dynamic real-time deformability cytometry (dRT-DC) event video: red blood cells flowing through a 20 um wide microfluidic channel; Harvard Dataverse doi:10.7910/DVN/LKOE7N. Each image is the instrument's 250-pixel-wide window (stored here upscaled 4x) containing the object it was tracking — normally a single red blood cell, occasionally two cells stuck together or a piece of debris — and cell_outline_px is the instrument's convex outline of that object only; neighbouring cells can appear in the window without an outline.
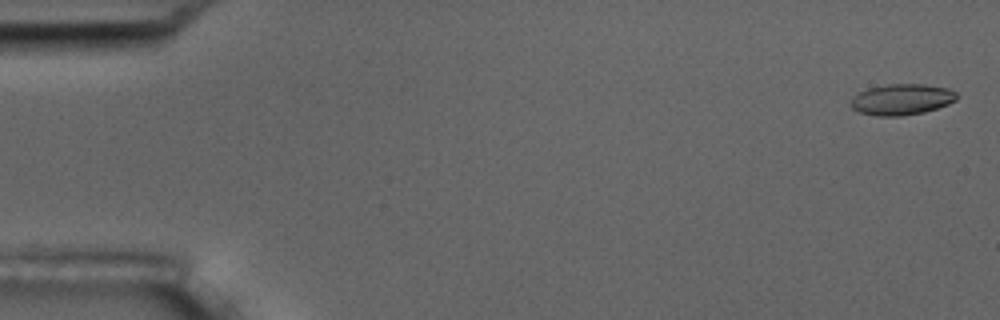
{"species": "common noctule bat (a hibernating species)", "species_latin": "Nyctalus noctula", "temperature_condition": "room temperature", "stored_images_in_passage": 2, "camera_frame_rate_fps": 3000, "um_per_image_px": 0.085, "animal": {"sex": "male", "body_mass_g": 17.5, "forearm_length_mm": 52.3}, "frame": {"image": 1, "passage_image": 1, "time_ms": 0.0, "image_size_px": [1000, 320], "cell_outline_px": [[956, 100], [948, 104], [924, 112], [900, 116], [876, 116], [860, 112], [852, 108], [848, 104], [860, 92], [868, 88], [888, 84], [924, 84], [948, 88], [956, 92]], "centroid_in_image_um": [76.64, 8.45], "position_along_channel_um": 8.4, "area_um2": 19.02}}